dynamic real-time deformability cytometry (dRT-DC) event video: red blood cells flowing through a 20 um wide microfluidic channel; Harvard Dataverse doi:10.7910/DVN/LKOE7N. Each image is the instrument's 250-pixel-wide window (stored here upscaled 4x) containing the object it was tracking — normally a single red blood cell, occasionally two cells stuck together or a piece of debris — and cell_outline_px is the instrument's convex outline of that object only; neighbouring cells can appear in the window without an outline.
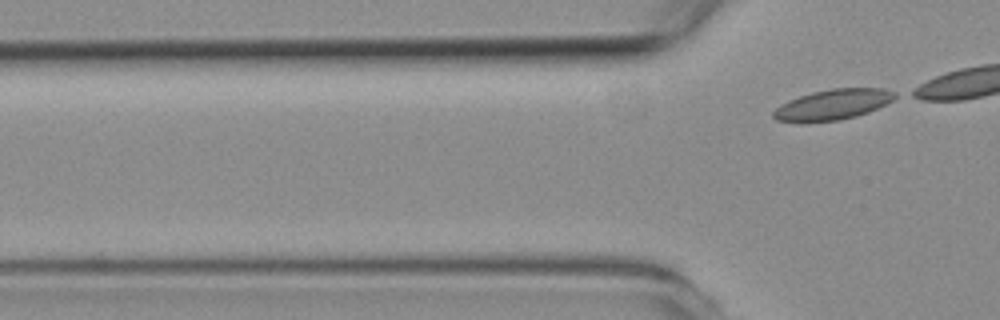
{"species": "common noctule bat (a hibernating species)", "species_latin": "Nyctalus noctula", "temperature_condition": "room temperature", "stored_images_in_passage": 7, "segment_of_instrument_passage": [2, 2], "camera_frame_rate_fps": 3000, "um_per_image_px": 0.085, "animal": {"sex": "female", "body_mass_g": 19.3, "forearm_length_mm": 54.1}, "frame": {"image": 1, "passage_image": 7, "time_ms": 7.0, "image_size_px": [1000, 320], "cell_outline_px": [[900, 96], [868, 112], [856, 116], [840, 120], [776, 120], [772, 116], [772, 112], [780, 104], [788, 100], [812, 92], [832, 88], [884, 88], [896, 92]], "centroid_in_image_um": [70.85, 8.84], "position_along_channel_um": 54.9, "area_um2": 21.1}}